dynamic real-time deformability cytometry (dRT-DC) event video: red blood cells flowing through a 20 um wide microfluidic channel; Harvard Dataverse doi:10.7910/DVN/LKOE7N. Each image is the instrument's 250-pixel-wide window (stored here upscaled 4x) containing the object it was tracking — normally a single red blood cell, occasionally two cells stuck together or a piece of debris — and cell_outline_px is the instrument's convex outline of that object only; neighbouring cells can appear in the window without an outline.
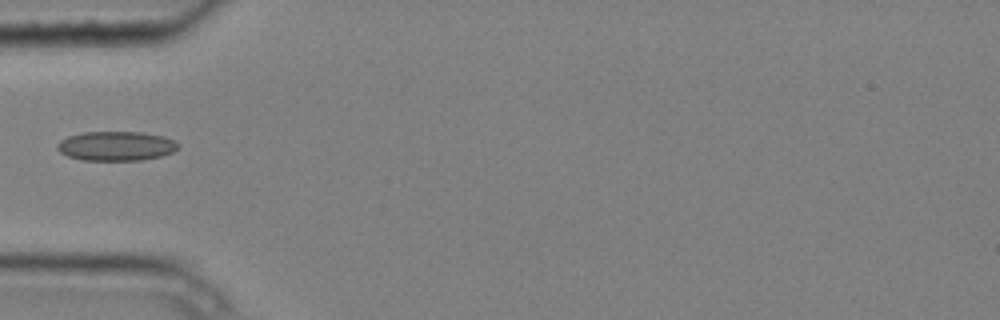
{"species": "common noctule bat (a hibernating species)", "species_latin": "Nyctalus noctula", "temperature_condition": "cold", "stored_images_in_passage": 1, "camera_frame_rate_fps": 3000, "um_per_image_px": 0.085, "animal": {"sex": "male", "body_mass_g": 20.4}, "frame": {"image": 1, "passage_image": 1, "time_ms": 0.0, "image_size_px": [1000, 320], "cell_outline_px": [[180, 144], [172, 152], [160, 156], [140, 160], [80, 160], [68, 156], [60, 152], [56, 148], [56, 144], [60, 140], [68, 136], [84, 132], [140, 132], [164, 136]], "centroid_in_image_um": [9.83, 12.41], "position_along_channel_um": 75.2, "area_um2": 20.63}}